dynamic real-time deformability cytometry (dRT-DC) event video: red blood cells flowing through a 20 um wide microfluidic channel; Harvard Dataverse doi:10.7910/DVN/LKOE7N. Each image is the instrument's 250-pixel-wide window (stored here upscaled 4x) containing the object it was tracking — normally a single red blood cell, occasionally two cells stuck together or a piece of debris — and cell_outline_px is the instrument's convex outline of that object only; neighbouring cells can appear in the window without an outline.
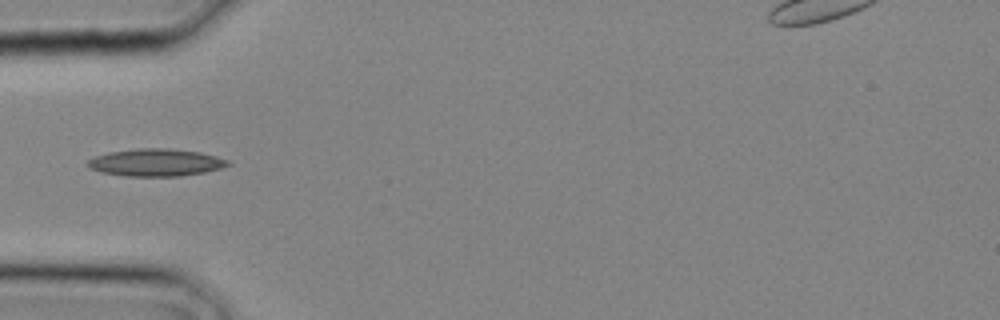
{"species": "common noctule bat (a hibernating species)", "species_latin": "Nyctalus noctula", "temperature_condition": "cold", "stored_images_in_passage": 12, "camera_frame_rate_fps": 3000, "um_per_image_px": 0.085, "animal": {"sex": "male", "body_mass_g": 20.4}, "frame": {"image": 1, "passage_image": 9, "time_ms": 2.667, "image_size_px": [1000, 320], "cell_outline_px": [[232, 164], [220, 168], [204, 172], [180, 176], [124, 176], [100, 172], [92, 168], [88, 164], [88, 160], [96, 156], [108, 152], [136, 148], [168, 148], [200, 152], [216, 156], [228, 160]], "centroid_in_image_um": [13.26, 13.81], "position_along_channel_um": 71.7, "area_um2": 22.31}}
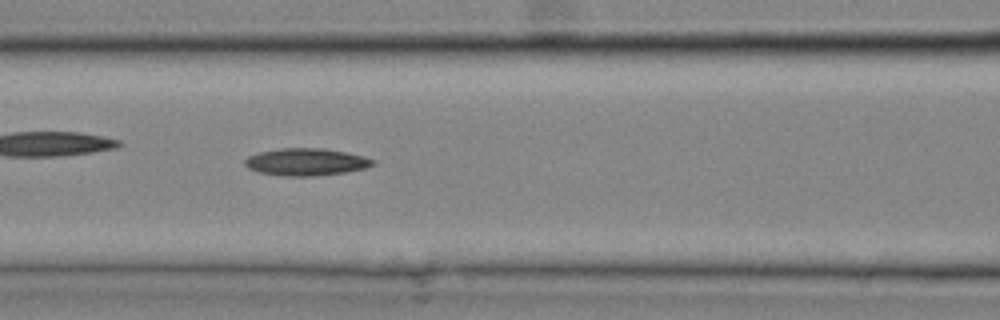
{"frame": {"image": 2, "passage_image": 12, "time_ms": 3.667, "image_size_px": [1000, 320], "cell_outline_px": [[376, 160], [372, 164], [364, 168], [344, 172], [312, 176], [280, 176], [260, 172], [248, 168], [244, 164], [244, 160], [248, 156], [260, 152], [280, 148], [324, 148], [348, 152], [364, 156]], "centroid_in_image_um": [26.0, 13.75], "position_along_channel_um": 140.6, "area_um2": 20.29}}